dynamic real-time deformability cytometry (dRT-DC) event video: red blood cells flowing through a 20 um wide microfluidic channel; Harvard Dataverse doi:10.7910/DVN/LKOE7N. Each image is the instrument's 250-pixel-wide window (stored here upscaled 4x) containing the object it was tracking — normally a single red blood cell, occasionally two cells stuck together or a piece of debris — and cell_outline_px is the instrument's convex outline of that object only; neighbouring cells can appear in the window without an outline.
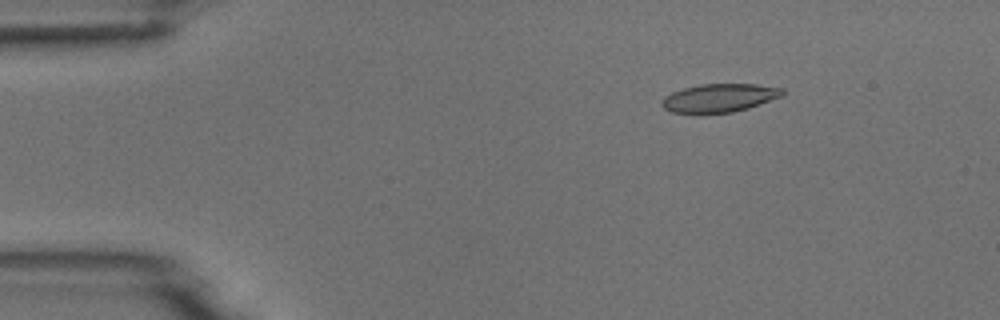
{"species": "common noctule bat (a hibernating species)", "species_latin": "Nyctalus noctula", "temperature_condition": "room temperature", "stored_images_in_passage": 5, "camera_frame_rate_fps": 3000, "um_per_image_px": 0.085, "animal": {"sex": "male", "body_mass_g": 18.8}, "frame": {"image": 1, "passage_image": 2, "time_ms": 2.0, "image_size_px": [1000, 320], "cell_outline_px": [[784, 96], [748, 108], [732, 112], [700, 116], [692, 116], [672, 112], [664, 108], [660, 104], [660, 100], [664, 96], [672, 92], [684, 88], [700, 84], [756, 84], [784, 88]], "centroid_in_image_um": [61.09, 8.37], "position_along_channel_um": 23.9, "area_um2": 20.81}}